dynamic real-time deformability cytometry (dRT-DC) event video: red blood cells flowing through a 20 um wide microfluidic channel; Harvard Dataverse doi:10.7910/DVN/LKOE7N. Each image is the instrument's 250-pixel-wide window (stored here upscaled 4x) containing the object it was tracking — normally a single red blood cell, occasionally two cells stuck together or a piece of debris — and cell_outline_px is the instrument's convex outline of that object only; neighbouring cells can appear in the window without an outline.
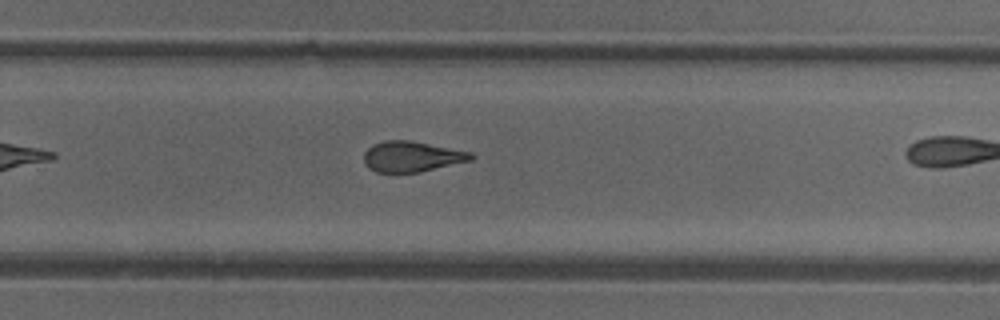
{"species": "common noctule bat (a hibernating species)", "species_latin": "Nyctalus noctula", "temperature_condition": "cold", "stored_images_in_passage": 26, "camera_frame_rate_fps": 3000, "um_per_image_px": 0.085, "animal": {"sex": "female"}, "frame": {"image": 1, "passage_image": 19, "time_ms": 6.0, "image_size_px": [1000, 320], "cell_outline_px": [[476, 156], [472, 160], [420, 172], [376, 172], [368, 168], [364, 164], [364, 152], [372, 144], [384, 140], [408, 140], [472, 152]], "centroid_in_image_um": [34.99, 13.31], "position_along_channel_um": 294.8, "area_um2": 19.13}}
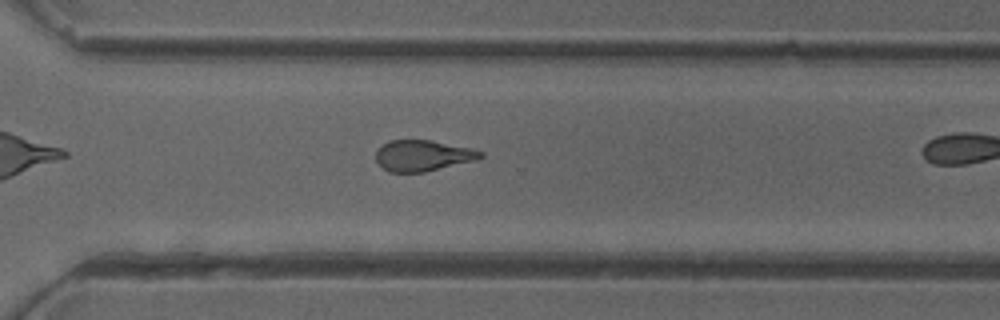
{"frame": {"image": 2, "passage_image": 22, "time_ms": 7.0, "image_size_px": [1000, 320], "cell_outline_px": [[484, 156], [476, 160], [424, 172], [388, 172], [376, 160], [376, 148], [388, 140], [432, 140], [472, 148], [484, 152]], "centroid_in_image_um": [35.94, 13.21], "position_along_channel_um": 334.7, "area_um2": 19.02}}